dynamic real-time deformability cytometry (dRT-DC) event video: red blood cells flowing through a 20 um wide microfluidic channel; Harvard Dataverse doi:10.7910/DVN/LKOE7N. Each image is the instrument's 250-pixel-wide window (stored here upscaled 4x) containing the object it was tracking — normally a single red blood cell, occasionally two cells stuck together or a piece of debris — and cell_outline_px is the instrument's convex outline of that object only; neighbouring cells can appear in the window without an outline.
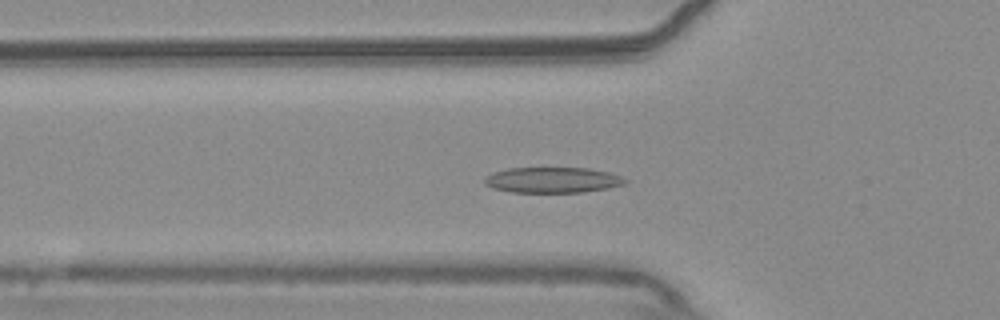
{"species": "common noctule bat (a hibernating species)", "species_latin": "Nyctalus noctula", "temperature_condition": "warm", "stored_images_in_passage": 46, "camera_frame_rate_fps": 3000, "um_per_image_px": 0.085, "animal": {"sex": "male", "body_mass_g": 20.4}, "frame": {"image": 1, "passage_image": 14, "time_ms": 4.333, "image_size_px": [1000, 320], "cell_outline_px": [[628, 180], [624, 184], [608, 188], [584, 192], [512, 192], [492, 188], [484, 184], [484, 176], [492, 172], [508, 168], [588, 168], [608, 172], [620, 176]], "centroid_in_image_um": [46.92, 15.3], "position_along_channel_um": 78.9, "area_um2": 21.04}}
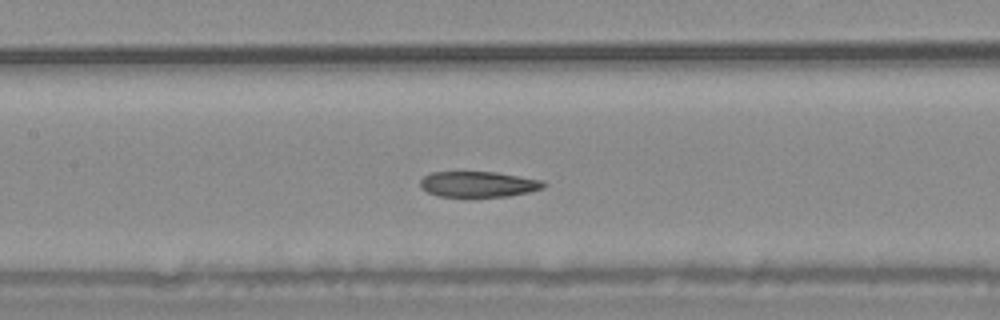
{"frame": {"image": 2, "passage_image": 21, "time_ms": 6.667, "image_size_px": [1000, 320], "cell_outline_px": [[548, 184], [544, 188], [528, 192], [508, 196], [440, 196], [428, 192], [420, 188], [420, 180], [424, 176], [432, 172], [496, 172], [544, 180]], "centroid_in_image_um": [40.69, 15.65], "position_along_channel_um": 166.7, "area_um2": 18.44}}
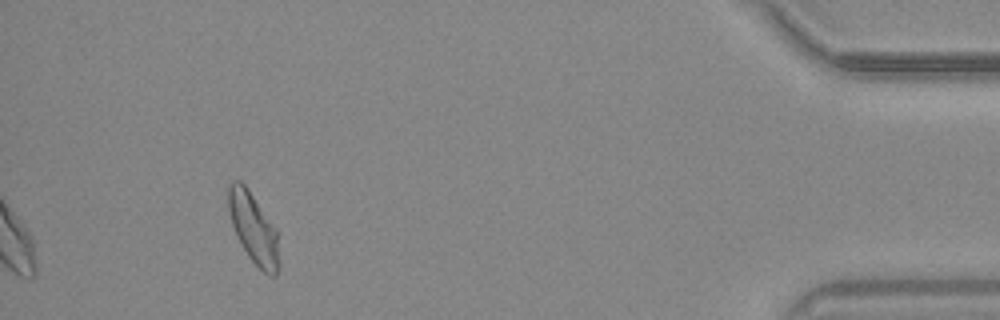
{"frame": {"image": 3, "passage_image": 46, "time_ms": 15.0, "image_size_px": [1000, 320], "cell_outline_px": [[276, 276], [272, 276], [264, 272], [248, 256], [240, 244], [236, 236], [232, 224], [228, 208], [228, 184], [232, 180], [240, 180], [244, 184], [276, 228]], "centroid_in_image_um": [21.47, 19.33], "position_along_channel_um": 413.7, "area_um2": 20.06}, "authors_computed_cell_mechanics": {"area_um2": 20.2589, "velocity_mm_per_s": 3.7288, "shape_relaxation_time_tau1_ms": 7.3306, "shape_relaxation_time_tau2_ms": 2.5045, "deformation_change_tau1": 0.1792, "deformation_change_tau2": 0.0953}}